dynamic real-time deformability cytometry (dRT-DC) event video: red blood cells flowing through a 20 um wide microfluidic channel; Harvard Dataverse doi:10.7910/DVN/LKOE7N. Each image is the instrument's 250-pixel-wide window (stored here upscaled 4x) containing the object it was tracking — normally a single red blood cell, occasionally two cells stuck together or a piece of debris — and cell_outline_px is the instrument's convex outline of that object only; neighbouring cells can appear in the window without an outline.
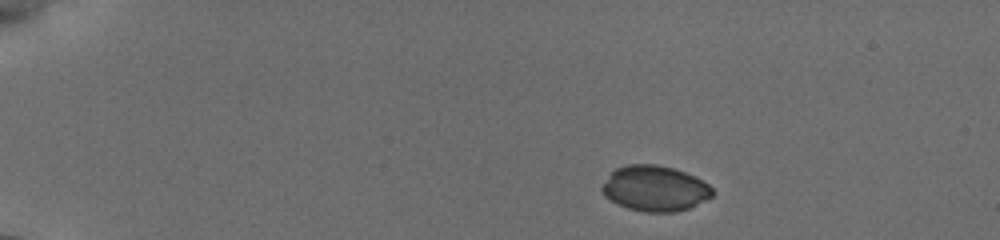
{"species": "common noctule bat (a hibernating species)", "species_latin": "Nyctalus noctula", "temperature_condition": "cold", "stored_images_in_passage": 13, "camera_frame_rate_fps": 3000, "um_per_image_px": 0.085, "animal": {"sex": "female", "body_mass_g": 19.5, "forearm_length_mm": 54.1}, "frame": {"image": 1, "passage_image": 1, "time_ms": 0.0, "image_size_px": [1000, 240], "cell_outline_px": [[712, 196], [688, 208], [672, 212], [644, 212], [628, 208], [616, 204], [604, 196], [600, 188], [612, 172], [616, 168], [628, 164], [656, 164], [672, 168], [684, 172], [708, 184], [712, 188]], "centroid_in_image_um": [55.62, 16.02], "position_along_channel_um": 29.4, "area_um2": 28.96}}